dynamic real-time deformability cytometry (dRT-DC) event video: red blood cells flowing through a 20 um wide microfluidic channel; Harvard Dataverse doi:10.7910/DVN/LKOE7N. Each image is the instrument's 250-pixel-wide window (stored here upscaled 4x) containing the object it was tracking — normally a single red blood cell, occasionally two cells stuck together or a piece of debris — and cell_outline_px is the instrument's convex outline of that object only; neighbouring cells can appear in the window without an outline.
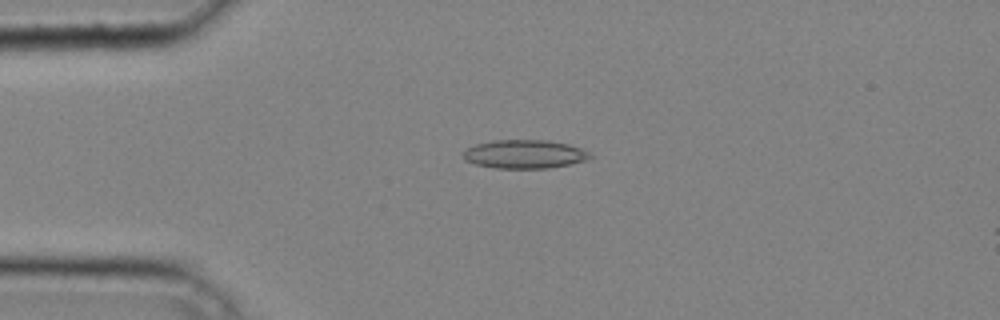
{"species": "common noctule bat (a hibernating species)", "species_latin": "Nyctalus noctula", "temperature_condition": "cold", "stored_images_in_passage": 2, "camera_frame_rate_fps": 3000, "um_per_image_px": 0.085, "animal": {"sex": "male", "body_mass_g": 20.4}, "frame": {"image": 1, "passage_image": 1, "time_ms": 0.0, "image_size_px": [1000, 320], "cell_outline_px": [[592, 156], [588, 160], [548, 168], [496, 168], [476, 164], [464, 160], [464, 152], [468, 148], [476, 144], [492, 140], [548, 140], [568, 144], [580, 148], [588, 152]], "centroid_in_image_um": [44.59, 13.1], "position_along_channel_um": 40.4, "area_um2": 20.98}}